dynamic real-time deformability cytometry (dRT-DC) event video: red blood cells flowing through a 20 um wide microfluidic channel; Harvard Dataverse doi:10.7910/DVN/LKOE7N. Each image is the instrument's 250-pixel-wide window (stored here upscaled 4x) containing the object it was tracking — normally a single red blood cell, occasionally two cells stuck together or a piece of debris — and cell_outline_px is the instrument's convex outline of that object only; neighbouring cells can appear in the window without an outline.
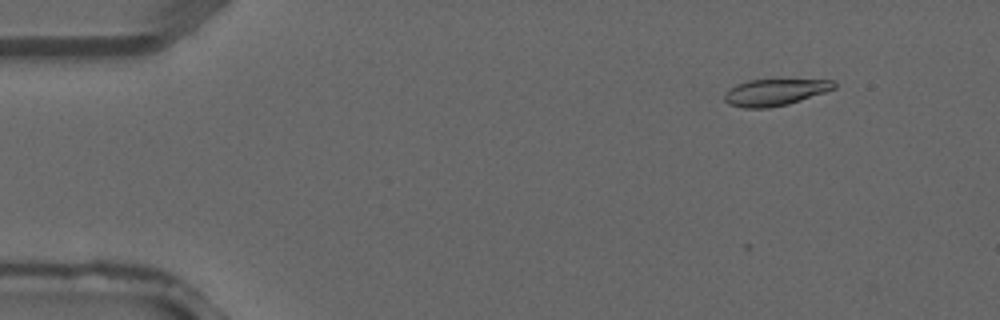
{"species": "common noctule bat (a hibernating species)", "species_latin": "Nyctalus noctula", "temperature_condition": "warm", "stored_images_in_passage": 5, "camera_frame_rate_fps": 3000, "um_per_image_px": 0.085, "animal": {"sex": "male", "forearm_length_mm": 52.5}, "frame": {"image": 1, "passage_image": 3, "time_ms": 0.667, "image_size_px": [1000, 320], "cell_outline_px": [[836, 88], [788, 104], [768, 108], [744, 108], [728, 104], [724, 100], [724, 96], [736, 84], [748, 80], [832, 80], [836, 84]], "centroid_in_image_um": [65.86, 7.85], "position_along_channel_um": 19.1, "area_um2": 16.7}}